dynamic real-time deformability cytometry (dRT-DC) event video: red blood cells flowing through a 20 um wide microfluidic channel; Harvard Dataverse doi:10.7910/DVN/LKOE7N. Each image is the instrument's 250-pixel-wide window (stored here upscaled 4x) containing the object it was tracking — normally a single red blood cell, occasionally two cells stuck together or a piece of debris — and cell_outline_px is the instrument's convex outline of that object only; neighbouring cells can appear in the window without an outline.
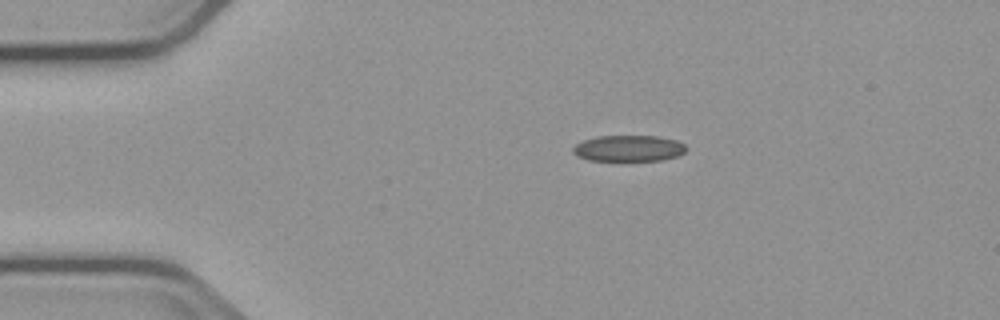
{"species": "common noctule bat (a hibernating species)", "species_latin": "Nyctalus noctula", "temperature_condition": "cold", "stored_images_in_passage": 4, "camera_frame_rate_fps": 3000, "um_per_image_px": 0.085, "animal": {"sex": "male", "body_mass_g": 23.1, "forearm_length_mm": 52.7}, "frame": {"image": 1, "passage_image": 2, "time_ms": 2.0, "image_size_px": [1000, 320], "cell_outline_px": [[688, 148], [684, 152], [676, 156], [664, 160], [588, 160], [576, 156], [572, 152], [572, 148], [576, 144], [584, 140], [596, 136], [660, 136], [676, 140], [684, 144]], "centroid_in_image_um": [53.43, 12.6], "position_along_channel_um": 31.6, "area_um2": 17.28}}
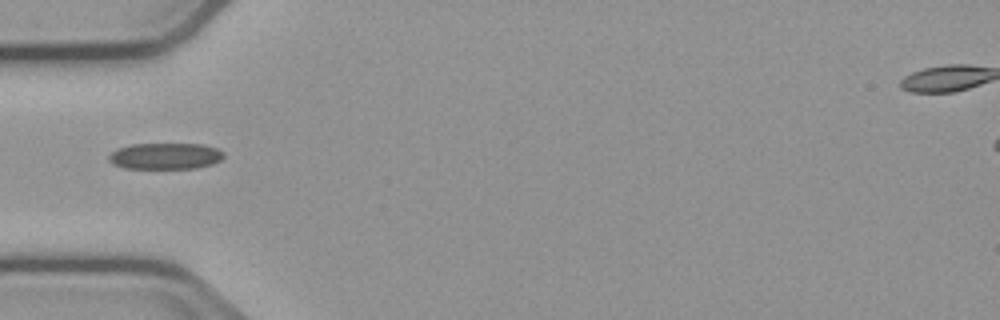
{"frame": {"image": 2, "passage_image": 4, "time_ms": 4.333, "image_size_px": [1000, 320], "cell_outline_px": [[224, 156], [220, 160], [212, 164], [196, 168], [124, 168], [112, 164], [108, 160], [108, 156], [116, 148], [132, 144], [204, 144], [216, 148], [224, 152]], "centroid_in_image_um": [14.03, 13.26], "position_along_channel_um": 71.0, "area_um2": 17.69}}